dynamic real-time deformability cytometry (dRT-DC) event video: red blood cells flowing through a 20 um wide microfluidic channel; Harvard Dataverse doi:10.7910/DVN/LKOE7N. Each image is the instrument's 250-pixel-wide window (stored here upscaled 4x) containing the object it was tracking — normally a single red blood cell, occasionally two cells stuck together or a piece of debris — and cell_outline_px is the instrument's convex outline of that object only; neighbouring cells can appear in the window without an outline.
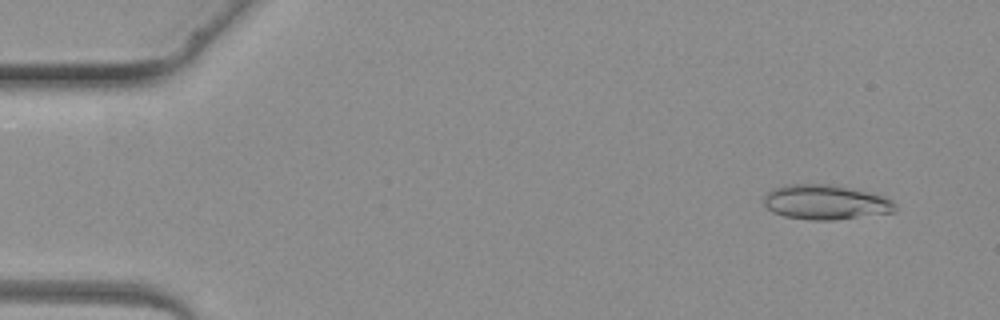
{"species": "common noctule bat (a hibernating species)", "species_latin": "Nyctalus noctula", "temperature_condition": "warm", "stored_images_in_passage": 2, "camera_frame_rate_fps": 3000, "um_per_image_px": 0.085, "animal": {"sex": "female", "body_mass_g": 19.3, "forearm_length_mm": 54.1}, "frame": {"image": 1, "passage_image": 1, "time_ms": 0.0, "image_size_px": [1000, 320], "cell_outline_px": [[896, 212], [836, 220], [812, 220], [784, 216], [772, 212], [764, 204], [764, 196], [768, 192], [776, 188], [788, 184], [828, 184], [876, 192], [892, 200], [896, 204]], "centroid_in_image_um": [70.24, 17.19], "position_along_channel_um": 14.8, "area_um2": 26.88}}
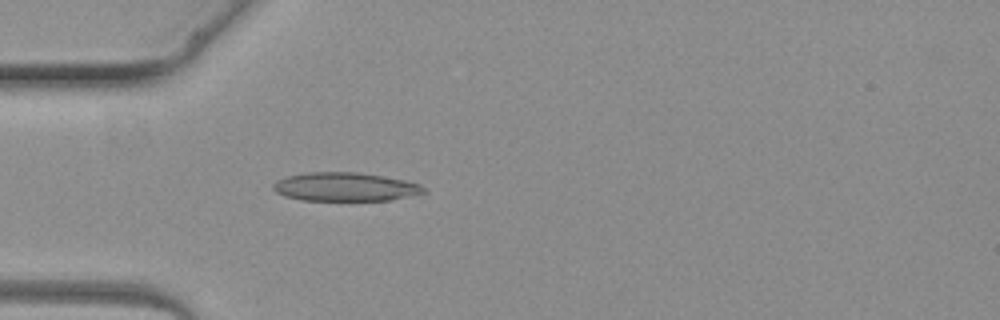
{"frame": {"image": 2, "passage_image": 2, "time_ms": 3.0, "image_size_px": [1000, 320], "cell_outline_px": [[428, 192], [392, 200], [300, 200], [284, 196], [276, 192], [272, 188], [272, 184], [276, 180], [288, 176], [308, 172], [356, 172], [404, 180], [420, 184]], "centroid_in_image_um": [29.32, 15.89], "position_along_channel_um": 55.7, "area_um2": 25.09}}